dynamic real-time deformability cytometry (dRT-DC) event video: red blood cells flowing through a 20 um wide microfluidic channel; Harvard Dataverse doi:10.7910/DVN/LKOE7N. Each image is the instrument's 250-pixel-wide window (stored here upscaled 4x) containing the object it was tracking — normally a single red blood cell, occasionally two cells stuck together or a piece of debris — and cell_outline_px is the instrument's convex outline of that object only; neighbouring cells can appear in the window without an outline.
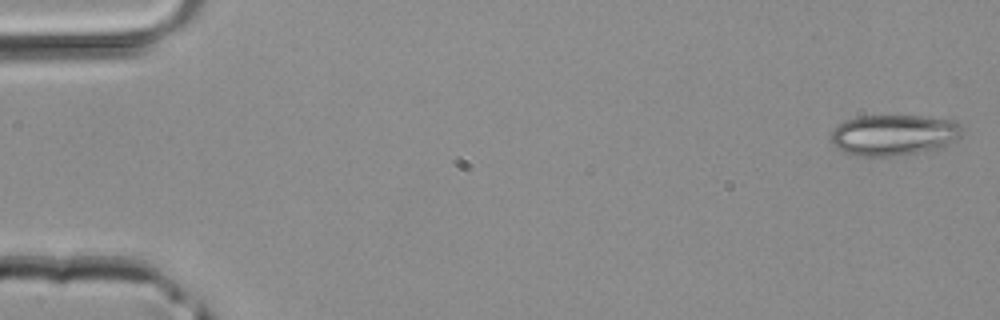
{"species": "common noctule bat (a hibernating species)", "species_latin": "Nyctalus noctula", "temperature_condition": "room temperature", "stored_images_in_passage": 44, "camera_frame_rate_fps": 3000, "um_per_image_px": 0.085, "animal": {"sex": "male", "body_mass_g": 20.4}, "frame": {"image": 1, "passage_image": 1, "time_ms": 0.0, "image_size_px": [1000, 320], "cell_outline_px": [[960, 136], [944, 148], [932, 152], [892, 156], [856, 156], [832, 144], [828, 140], [828, 136], [844, 120], [860, 116], [920, 116], [952, 120], [960, 124]], "centroid_in_image_um": [75.99, 11.49], "position_along_channel_um": 9.0, "area_um2": 31.56}}
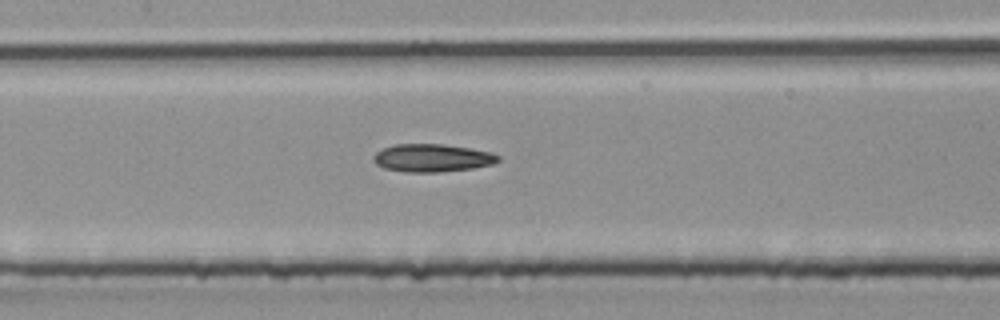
{"frame": {"image": 2, "passage_image": 21, "time_ms": 6.667, "image_size_px": [1000, 320], "cell_outline_px": [[500, 160], [492, 164], [472, 168], [440, 172], [404, 172], [384, 168], [376, 164], [372, 160], [372, 156], [376, 152], [384, 148], [396, 144], [444, 144], [472, 148], [492, 152], [500, 156]], "centroid_in_image_um": [36.74, 13.42], "position_along_channel_um": 170.7, "area_um2": 20.4}}
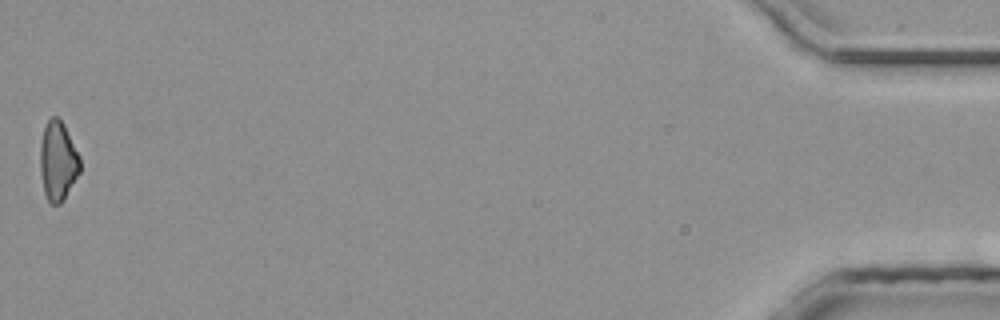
{"frame": {"image": 3, "passage_image": 44, "time_ms": 14.333, "image_size_px": [1000, 320], "cell_outline_px": [[80, 172], [64, 200], [60, 204], [52, 204], [48, 200], [44, 192], [40, 172], [40, 144], [44, 128], [48, 120], [52, 116], [56, 116], [64, 124], [80, 156]], "centroid_in_image_um": [4.93, 13.7], "position_along_channel_um": 430.3, "area_um2": 18.5}}